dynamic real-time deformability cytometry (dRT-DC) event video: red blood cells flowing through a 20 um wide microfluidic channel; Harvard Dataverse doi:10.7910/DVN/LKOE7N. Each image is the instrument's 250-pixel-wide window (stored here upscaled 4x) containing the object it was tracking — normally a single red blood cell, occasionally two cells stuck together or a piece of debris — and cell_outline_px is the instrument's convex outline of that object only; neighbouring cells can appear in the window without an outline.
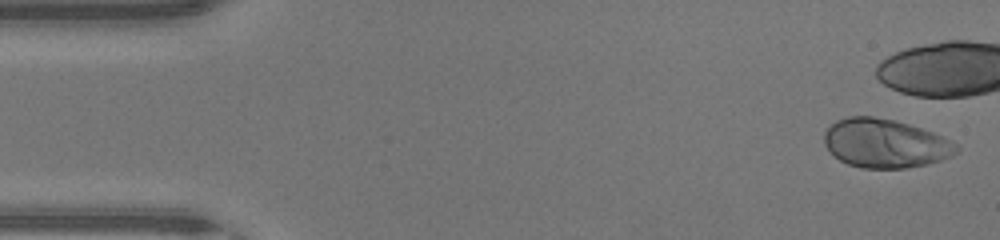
{"species": "human", "species_latin": "Homo sapiens", "temperature_condition": "warm", "stored_images_in_passage": 11, "camera_frame_rate_fps": 3000, "um_per_image_px": 0.085, "donor": {"sex": "male"}, "frame": {"image": 1, "passage_image": 1, "time_ms": 0.0, "image_size_px": [1000, 240], "cell_outline_px": [[960, 148], [952, 156], [928, 164], [904, 168], [860, 168], [848, 164], [832, 156], [824, 144], [824, 132], [836, 120], [848, 116], [872, 116], [892, 120], [908, 124], [932, 132], [952, 140]], "centroid_in_image_um": [75.22, 12.19], "position_along_channel_um": 9.8, "area_um2": 37.69}}